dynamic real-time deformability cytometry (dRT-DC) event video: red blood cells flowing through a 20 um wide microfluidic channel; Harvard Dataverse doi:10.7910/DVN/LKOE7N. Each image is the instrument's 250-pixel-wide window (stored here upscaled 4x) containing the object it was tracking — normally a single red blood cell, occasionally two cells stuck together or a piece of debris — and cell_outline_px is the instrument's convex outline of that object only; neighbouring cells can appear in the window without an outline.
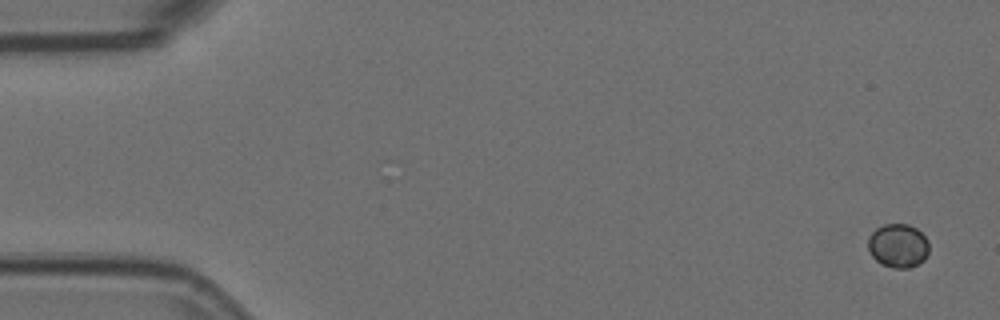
{"species": "Egyptian fruit bat (a non-hibernating species)", "species_latin": "Rousettus aegyptiacus", "temperature_condition": "room temperature", "stored_images_in_passage": 4, "camera_frame_rate_fps": 3000, "um_per_image_px": 0.085, "animal": {"sex": "female"}, "frame": {"image": 1, "passage_image": 1, "time_ms": 0.0, "image_size_px": [1000, 320], "cell_outline_px": [[928, 252], [924, 260], [920, 264], [908, 268], [892, 268], [880, 264], [872, 256], [868, 248], [868, 236], [876, 228], [884, 224], [908, 224], [916, 228], [928, 240]], "centroid_in_image_um": [76.33, 20.89], "position_along_channel_um": 8.7, "area_um2": 15.72}}
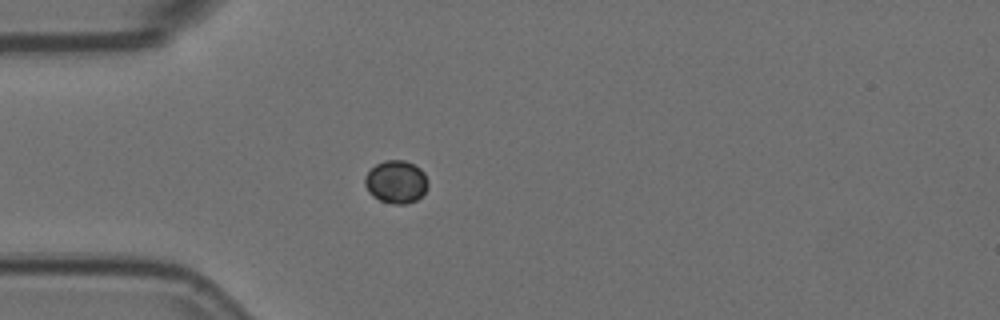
{"frame": {"image": 2, "passage_image": 4, "time_ms": 1.0, "image_size_px": [1000, 320], "cell_outline_px": [[428, 188], [416, 200], [404, 204], [392, 204], [380, 200], [372, 196], [368, 192], [364, 184], [364, 176], [376, 164], [384, 160], [404, 160], [420, 168], [424, 172], [428, 180]], "centroid_in_image_um": [33.66, 15.46], "position_along_channel_um": 51.3, "area_um2": 15.84}}